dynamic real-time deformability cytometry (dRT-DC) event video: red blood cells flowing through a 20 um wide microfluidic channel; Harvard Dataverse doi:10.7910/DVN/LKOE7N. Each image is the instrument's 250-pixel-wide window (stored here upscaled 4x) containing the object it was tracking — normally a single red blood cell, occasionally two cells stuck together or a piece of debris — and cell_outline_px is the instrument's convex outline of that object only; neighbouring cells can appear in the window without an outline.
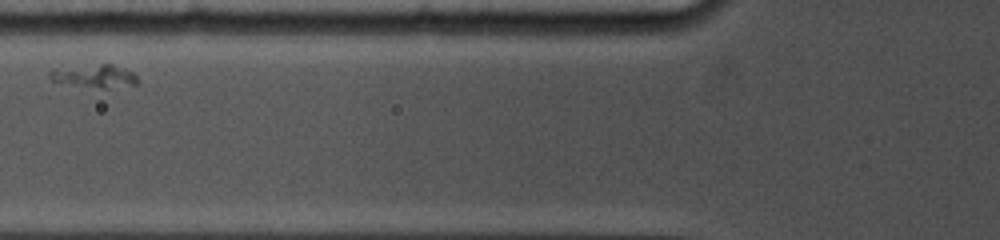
{"species": "common noctule bat (a hibernating species)", "species_latin": "Nyctalus noctula", "temperature_condition": "cold", "stored_images_in_passage": 5, "camera_frame_rate_fps": 5000, "um_per_image_px": 0.085, "animal": {"sex": "female", "body_mass_g": 19.0, "forearm_length_mm": 53.3}, "frame": {"image": 1, "passage_image": 3, "time_ms": 1.6, "image_size_px": [1000, 240], "cell_outline_px": [[140, 84], [108, 88], [104, 88], [76, 84], [52, 80], [48, 76], [48, 72], [52, 68], [100, 64], [112, 64], [132, 72], [140, 80]], "centroid_in_image_um": [8.07, 6.44], "position_along_channel_um": 117.7, "area_um2": 11.62}}
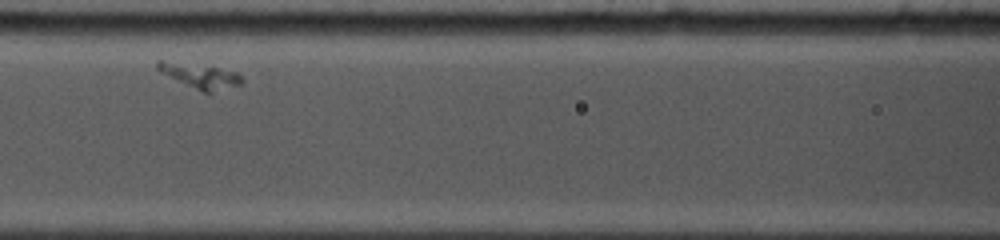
{"frame": {"image": 2, "passage_image": 4, "time_ms": 2.6, "image_size_px": [1000, 240], "cell_outline_px": [[244, 84], [212, 92], [204, 92], [160, 72], [156, 68], [156, 60], [164, 60], [216, 68], [236, 72], [244, 80]], "centroid_in_image_um": [17.02, 6.44], "position_along_channel_um": 149.6, "area_um2": 11.73}}
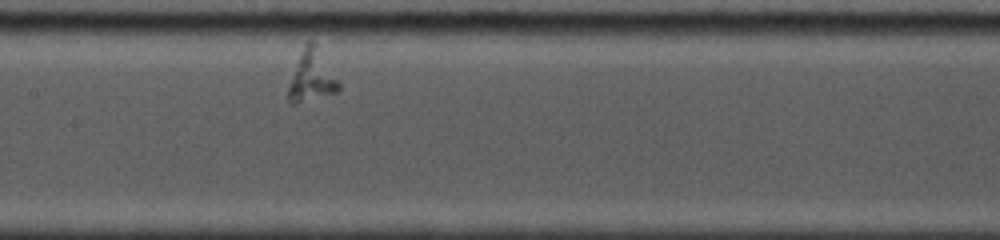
{"frame": {"image": 3, "passage_image": 5, "time_ms": 3.6, "image_size_px": [1000, 240], "cell_outline_px": [[340, 88], [336, 92], [296, 104], [292, 104], [288, 100], [288, 88], [304, 44], [308, 40], [312, 40], [316, 44], [340, 84]], "centroid_in_image_um": [26.49, 6.49], "position_along_channel_um": 180.9, "area_um2": 14.57}}